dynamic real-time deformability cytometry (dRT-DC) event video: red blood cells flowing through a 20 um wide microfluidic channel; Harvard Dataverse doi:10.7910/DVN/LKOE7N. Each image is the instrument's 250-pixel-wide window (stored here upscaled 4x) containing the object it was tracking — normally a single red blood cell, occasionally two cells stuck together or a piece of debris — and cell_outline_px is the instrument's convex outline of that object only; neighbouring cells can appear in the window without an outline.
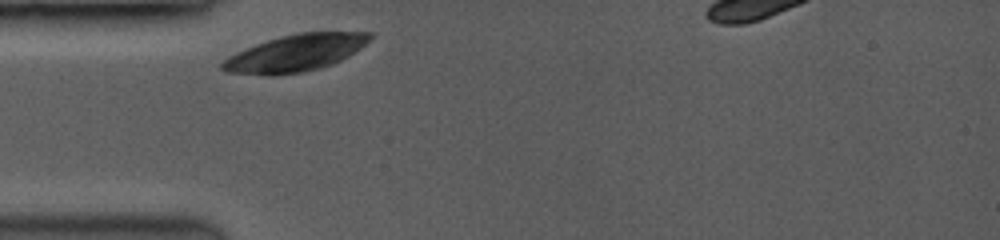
{"species": "common noctule bat (a hibernating species)", "species_latin": "Nyctalus noctula", "temperature_condition": "room temperature", "stored_images_in_passage": 2, "camera_frame_rate_fps": 3500, "um_per_image_px": 0.085, "animal": {"sex": "female", "body_mass_g": 19.0, "forearm_length_mm": 53.3}, "frame": {"image": 1, "passage_image": 1, "time_ms": 0.0, "image_size_px": [1000, 240], "cell_outline_px": [[372, 40], [348, 56], [332, 64], [320, 68], [304, 72], [272, 76], [268, 76], [228, 72], [220, 68], [220, 64], [228, 56], [236, 52], [256, 44], [280, 36], [300, 32], [372, 32]], "centroid_in_image_um": [25.11, 4.51], "position_along_channel_um": 59.9, "area_um2": 31.79}}